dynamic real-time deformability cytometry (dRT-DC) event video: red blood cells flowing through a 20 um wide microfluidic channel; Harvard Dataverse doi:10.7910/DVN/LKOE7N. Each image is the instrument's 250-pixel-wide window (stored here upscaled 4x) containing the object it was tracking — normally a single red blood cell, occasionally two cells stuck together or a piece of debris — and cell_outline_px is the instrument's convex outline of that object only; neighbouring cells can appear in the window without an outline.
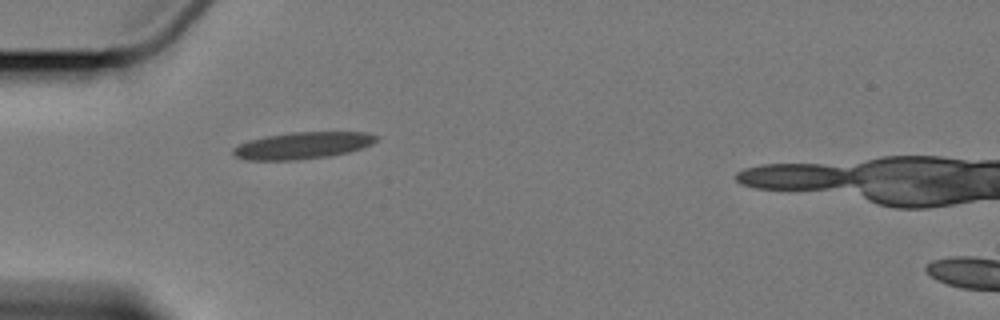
{"species": "Egyptian fruit bat (a non-hibernating species)", "species_latin": "Rousettus aegyptiacus", "temperature_condition": "cold", "stored_images_in_passage": 1, "camera_frame_rate_fps": 3000, "um_per_image_px": 0.085, "animal": {"sex": "female"}, "frame": {"image": 1, "passage_image": 1, "time_ms": 0.0, "image_size_px": [1000, 320], "cell_outline_px": [[380, 136], [372, 144], [348, 152], [328, 156], [292, 160], [248, 160], [236, 156], [232, 152], [232, 148], [248, 140], [264, 136], [292, 132], [368, 132]], "centroid_in_image_um": [25.72, 12.35], "position_along_channel_um": 59.3, "area_um2": 22.31}}